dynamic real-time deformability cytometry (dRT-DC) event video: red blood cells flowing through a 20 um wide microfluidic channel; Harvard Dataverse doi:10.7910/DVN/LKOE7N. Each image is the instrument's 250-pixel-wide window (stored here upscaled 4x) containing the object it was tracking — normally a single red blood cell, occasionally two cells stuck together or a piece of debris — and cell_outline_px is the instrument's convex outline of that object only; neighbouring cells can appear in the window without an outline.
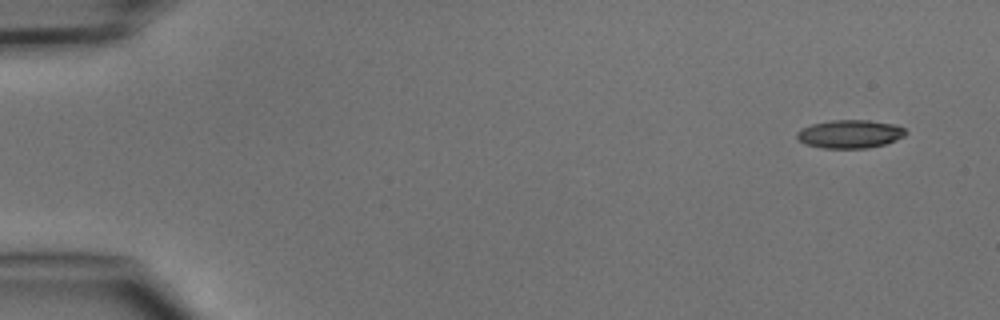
{"species": "common noctule bat (a hibernating species)", "species_latin": "Nyctalus noctula", "temperature_condition": "cold", "stored_images_in_passage": 5, "camera_frame_rate_fps": 3000, "um_per_image_px": 0.085, "animal": {"sex": "male", "body_mass_g": 15.6}, "frame": {"image": 1, "passage_image": 1, "time_ms": 0.0, "image_size_px": [1000, 320], "cell_outline_px": [[908, 132], [904, 136], [896, 140], [884, 144], [868, 148], [824, 148], [804, 144], [796, 140], [796, 132], [800, 128], [812, 124], [832, 120], [868, 120], [896, 124], [904, 128]], "centroid_in_image_um": [72.22, 11.39], "position_along_channel_um": 12.8, "area_um2": 18.15}}
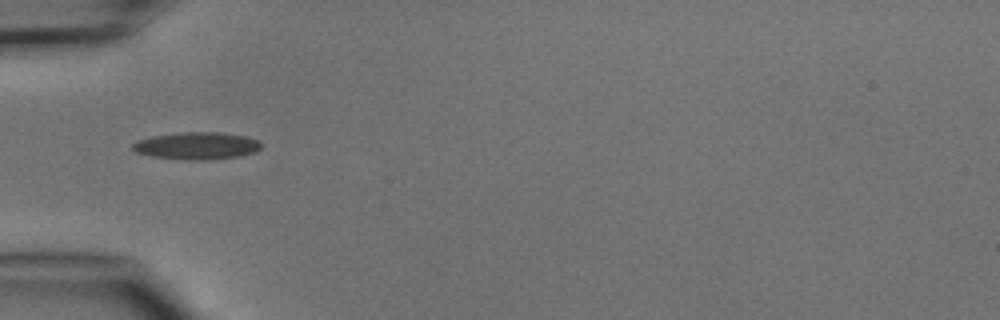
{"frame": {"image": 2, "passage_image": 4, "time_ms": 4.333, "image_size_px": [1000, 320], "cell_outline_px": [[260, 148], [256, 152], [240, 156], [208, 160], [188, 160], [152, 156], [136, 152], [132, 148], [132, 144], [136, 140], [152, 136], [180, 132], [220, 132], [248, 136], [260, 140]], "centroid_in_image_um": [16.75, 12.38], "position_along_channel_um": 68.2, "area_um2": 20.63}}